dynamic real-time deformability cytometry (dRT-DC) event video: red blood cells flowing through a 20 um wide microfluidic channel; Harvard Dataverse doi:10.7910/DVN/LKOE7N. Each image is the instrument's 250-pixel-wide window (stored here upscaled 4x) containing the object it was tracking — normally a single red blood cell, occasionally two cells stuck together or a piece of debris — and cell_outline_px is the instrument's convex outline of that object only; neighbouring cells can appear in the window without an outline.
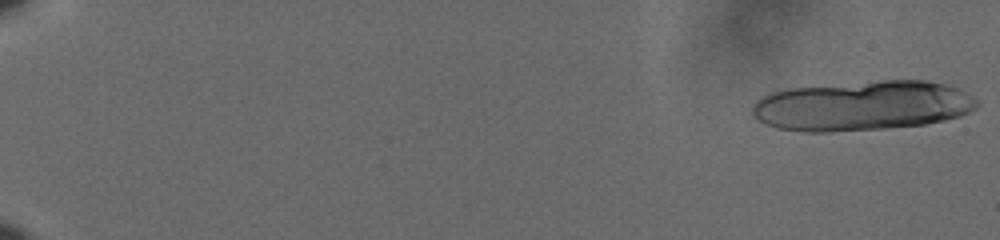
{"species": "human", "species_latin": "Homo sapiens", "temperature_condition": "cold", "stored_images_in_passage": 28, "camera_frame_rate_fps": 3000, "um_per_image_px": 0.085, "donor": {"sex": "male"}, "frame": {"image": 1, "passage_image": 1, "time_ms": 0.0, "image_size_px": [1000, 240], "cell_outline_px": [[980, 104], [976, 108], [960, 116], [944, 120], [924, 124], [884, 128], [832, 132], [800, 132], [776, 128], [752, 116], [752, 108], [756, 100], [772, 92], [788, 88], [884, 80], [924, 80], [944, 84], [956, 88], [972, 96]], "centroid_in_image_um": [73.28, 8.99], "position_along_channel_um": 11.7, "area_um2": 65.14}}
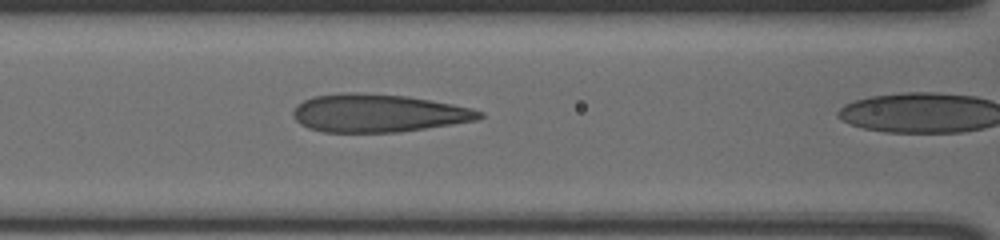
{"frame": {"image": 2, "passage_image": 27, "time_ms": 8.667, "image_size_px": [1000, 240], "cell_outline_px": [[484, 116], [476, 120], [452, 124], [400, 132], [324, 132], [308, 128], [300, 124], [292, 116], [292, 112], [304, 100], [312, 96], [352, 92], [356, 92], [404, 96], [452, 104], [472, 108], [484, 112]], "centroid_in_image_um": [32.14, 9.62], "position_along_channel_um": 134.5, "area_um2": 40.98}}